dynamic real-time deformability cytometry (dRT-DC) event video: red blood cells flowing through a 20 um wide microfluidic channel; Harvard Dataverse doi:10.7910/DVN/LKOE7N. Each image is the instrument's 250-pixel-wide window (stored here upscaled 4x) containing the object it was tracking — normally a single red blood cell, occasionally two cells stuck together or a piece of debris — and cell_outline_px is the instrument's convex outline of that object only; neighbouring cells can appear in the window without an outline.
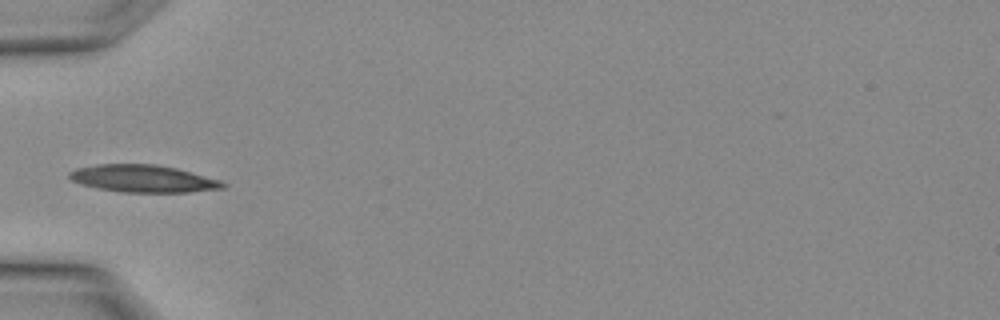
{"species": "Egyptian fruit bat (a non-hibernating species)", "species_latin": "Rousettus aegyptiacus", "temperature_condition": "warm", "stored_images_in_passage": 3, "camera_frame_rate_fps": 3000, "um_per_image_px": 0.085, "animal": {"sex": "female"}, "frame": {"image": 1, "passage_image": 3, "time_ms": 0.667, "image_size_px": [1000, 320], "cell_outline_px": [[228, 184], [224, 188], [188, 192], [124, 192], [100, 188], [80, 184], [72, 180], [68, 176], [68, 172], [76, 168], [96, 164], [156, 164], [176, 168], [220, 180]], "centroid_in_image_um": [12.16, 15.17], "position_along_channel_um": 72.8, "area_um2": 24.33}}